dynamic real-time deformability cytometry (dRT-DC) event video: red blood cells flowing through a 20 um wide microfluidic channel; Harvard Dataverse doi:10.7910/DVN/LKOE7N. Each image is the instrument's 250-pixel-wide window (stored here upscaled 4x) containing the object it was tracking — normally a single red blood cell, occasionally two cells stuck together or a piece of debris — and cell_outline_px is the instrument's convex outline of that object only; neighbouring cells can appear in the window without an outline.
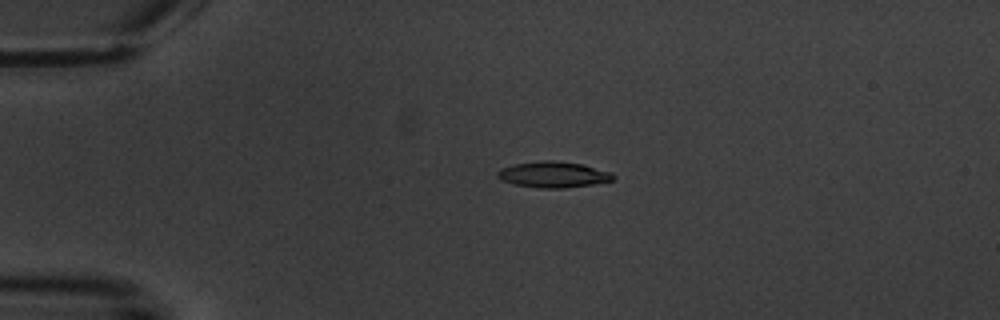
{"species": "common noctule bat (a hibernating species)", "species_latin": "Nyctalus noctula", "temperature_condition": "warm", "stored_images_in_passage": 6, "camera_frame_rate_fps": 3000, "um_per_image_px": 0.085, "animal": {"sex": "male", "body_mass_g": 20.1, "forearm_length_mm": 53.5}, "frame": {"image": 1, "passage_image": 5, "time_ms": 4.667, "image_size_px": [1000, 320], "cell_outline_px": [[616, 176], [612, 180], [592, 184], [564, 188], [540, 188], [512, 184], [500, 180], [496, 176], [496, 172], [500, 168], [512, 164], [544, 160], [552, 160], [580, 164], [612, 172]], "centroid_in_image_um": [46.96, 14.84], "position_along_channel_um": 38.0, "area_um2": 17.57}}